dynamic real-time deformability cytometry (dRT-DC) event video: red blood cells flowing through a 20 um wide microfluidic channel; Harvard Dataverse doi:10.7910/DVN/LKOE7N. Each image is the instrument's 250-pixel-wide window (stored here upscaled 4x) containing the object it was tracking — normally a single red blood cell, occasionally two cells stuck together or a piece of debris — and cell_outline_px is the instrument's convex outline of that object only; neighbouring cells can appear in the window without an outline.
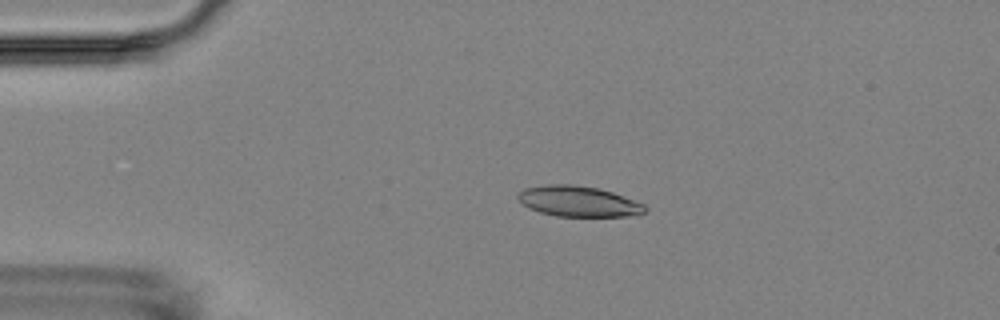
{"species": "Egyptian fruit bat (a non-hibernating species)", "species_latin": "Rousettus aegyptiacus", "temperature_condition": "room temperature", "stored_images_in_passage": 4, "camera_frame_rate_fps": 3000, "um_per_image_px": 0.085, "animal": {"sex": "female"}, "frame": {"image": 1, "passage_image": 3, "time_ms": 2.333, "image_size_px": [1000, 320], "cell_outline_px": [[648, 208], [644, 212], [628, 216], [556, 216], [540, 212], [528, 208], [516, 196], [524, 188], [548, 184], [572, 184], [600, 188], [612, 192], [644, 204]], "centroid_in_image_um": [49.15, 17.11], "position_along_channel_um": 35.8, "area_um2": 22.54}}